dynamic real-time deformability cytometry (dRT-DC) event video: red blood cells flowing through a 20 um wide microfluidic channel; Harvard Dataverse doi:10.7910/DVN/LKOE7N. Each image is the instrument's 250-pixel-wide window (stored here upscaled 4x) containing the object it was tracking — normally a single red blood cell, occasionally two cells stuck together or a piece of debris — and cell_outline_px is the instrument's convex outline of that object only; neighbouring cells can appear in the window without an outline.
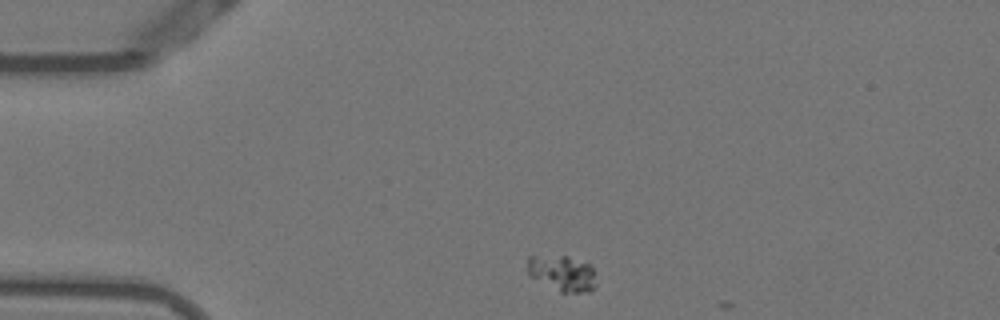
{"species": "Egyptian fruit bat (a non-hibernating species)", "species_latin": "Rousettus aegyptiacus", "temperature_condition": "warm", "stored_images_in_passage": 5, "camera_frame_rate_fps": 3000, "um_per_image_px": 0.085, "animal": {"sex": "female"}, "frame": {"image": 1, "passage_image": 1, "time_ms": 0.0, "image_size_px": [1000, 320], "cell_outline_px": [[592, 288], [588, 292], [560, 292], [528, 276], [528, 256], [568, 256], [592, 264]], "centroid_in_image_um": [47.73, 23.21], "position_along_channel_um": 37.3, "area_um2": 14.05}}